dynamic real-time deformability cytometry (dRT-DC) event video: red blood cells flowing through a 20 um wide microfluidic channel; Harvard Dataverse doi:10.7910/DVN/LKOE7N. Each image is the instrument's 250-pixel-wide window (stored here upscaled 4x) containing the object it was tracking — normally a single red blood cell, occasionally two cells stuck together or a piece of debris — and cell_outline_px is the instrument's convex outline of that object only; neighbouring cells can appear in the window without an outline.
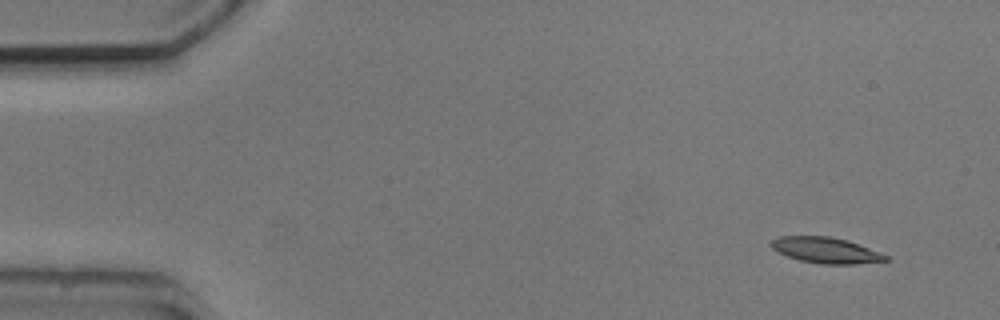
{"species": "common noctule bat (a hibernating species)", "species_latin": "Nyctalus noctula", "temperature_condition": "cold", "stored_images_in_passage": 4, "camera_frame_rate_fps": 3000, "um_per_image_px": 0.085, "animal": {"sex": "male", "body_mass_g": 20.5, "forearm_length_mm": 52.5}, "frame": {"image": 1, "passage_image": 1, "time_ms": 0.0, "image_size_px": [1000, 320], "cell_outline_px": [[888, 260], [856, 264], [820, 264], [800, 260], [788, 256], [772, 248], [772, 240], [780, 236], [832, 236], [848, 240], [888, 256]], "centroid_in_image_um": [70.2, 21.27], "position_along_channel_um": 14.8, "area_um2": 16.99}}
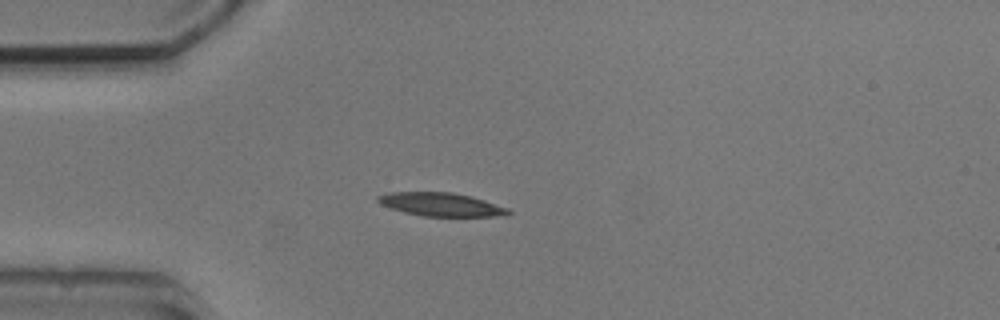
{"frame": {"image": 2, "passage_image": 4, "time_ms": 3.333, "image_size_px": [1000, 320], "cell_outline_px": [[512, 212], [508, 216], [424, 216], [404, 212], [380, 204], [376, 200], [376, 196], [388, 192], [452, 192], [472, 196], [508, 208]], "centroid_in_image_um": [37.5, 17.37], "position_along_channel_um": 47.5, "area_um2": 17.86}}